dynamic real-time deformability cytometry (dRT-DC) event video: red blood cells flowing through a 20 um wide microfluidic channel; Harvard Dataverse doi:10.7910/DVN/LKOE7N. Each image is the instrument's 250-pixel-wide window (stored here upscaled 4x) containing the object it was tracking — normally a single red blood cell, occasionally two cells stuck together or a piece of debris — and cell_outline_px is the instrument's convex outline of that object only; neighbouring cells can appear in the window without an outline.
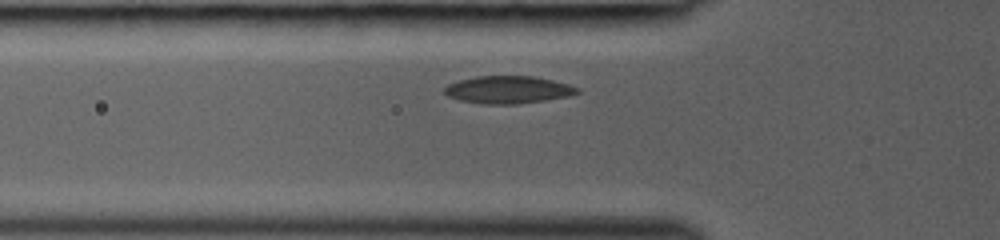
{"species": "common noctule bat (a hibernating species)", "species_latin": "Nyctalus noctula", "temperature_condition": "room temperature", "stored_images_in_passage": 28, "camera_frame_rate_fps": 3000, "um_per_image_px": 0.085, "animal": {"sex": "female", "body_mass_g": 19.0, "forearm_length_mm": 53.3}, "frame": {"image": 1, "passage_image": 5, "time_ms": 1.333, "image_size_px": [1000, 240], "cell_outline_px": [[580, 92], [572, 96], [516, 104], [480, 104], [460, 100], [448, 96], [444, 92], [444, 88], [448, 84], [460, 80], [476, 76], [532, 76], [552, 80], [568, 84], [580, 88]], "centroid_in_image_um": [43.21, 7.63], "position_along_channel_um": 82.6, "area_um2": 21.33}}
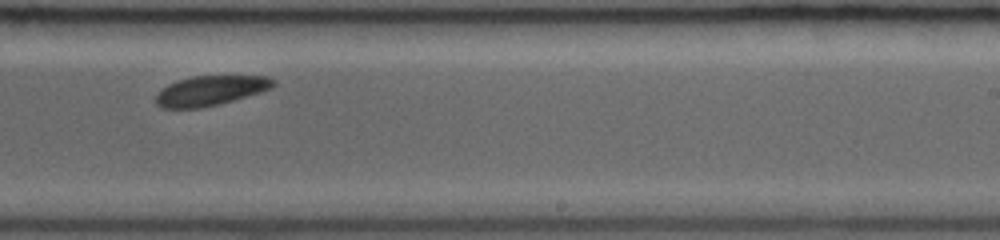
{"frame": {"image": 2, "passage_image": 18, "time_ms": 5.667, "image_size_px": [1000, 240], "cell_outline_px": [[276, 84], [272, 88], [260, 92], [232, 100], [200, 108], [160, 108], [156, 104], [156, 96], [168, 84], [176, 80], [192, 76], [268, 76], [276, 80]], "centroid_in_image_um": [17.9, 7.69], "position_along_channel_um": 271.1, "area_um2": 20.23}}
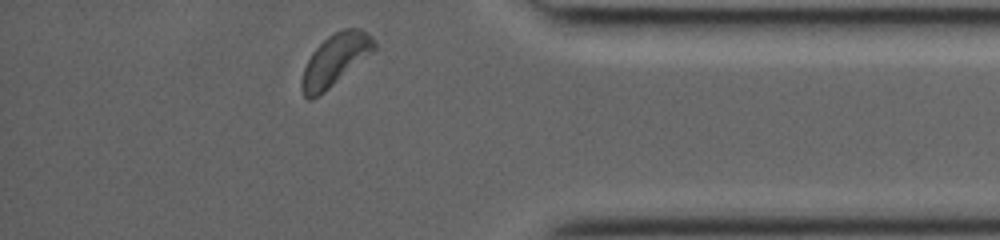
{"frame": {"image": 3, "passage_image": 28, "time_ms": 9.0, "image_size_px": [1000, 240], "cell_outline_px": [[376, 48], [372, 52], [324, 92], [312, 100], [308, 100], [304, 96], [300, 88], [300, 84], [304, 68], [312, 52], [328, 36], [344, 28], [360, 28], [368, 32], [376, 40]], "centroid_in_image_um": [28.48, 5.09], "position_along_channel_um": 406.7, "area_um2": 21.62}}